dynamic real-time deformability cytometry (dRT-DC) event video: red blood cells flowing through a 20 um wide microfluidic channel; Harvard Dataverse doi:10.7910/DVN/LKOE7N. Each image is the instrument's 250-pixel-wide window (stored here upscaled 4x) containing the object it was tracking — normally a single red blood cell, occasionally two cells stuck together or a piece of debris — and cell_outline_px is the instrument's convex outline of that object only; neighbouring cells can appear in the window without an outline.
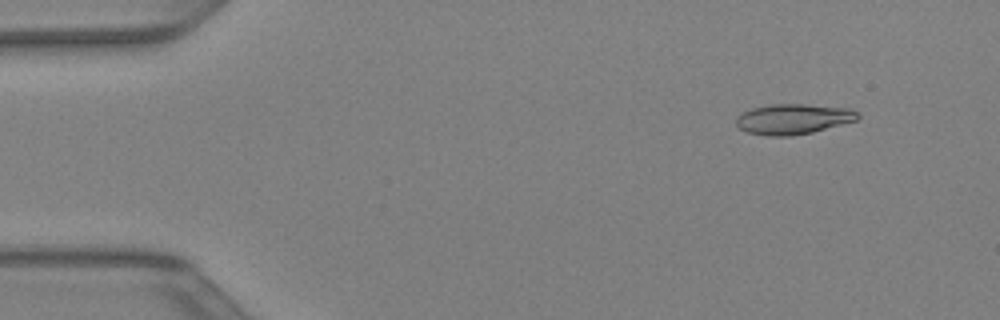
{"species": "Egyptian fruit bat (a non-hibernating species)", "species_latin": "Rousettus aegyptiacus", "temperature_condition": "warm", "stored_images_in_passage": 40, "camera_frame_rate_fps": 3000, "um_per_image_px": 0.085, "animal": {"sex": "female"}, "frame": {"image": 1, "passage_image": 2, "time_ms": 0.333, "image_size_px": [1000, 320], "cell_outline_px": [[860, 116], [856, 120], [812, 132], [792, 136], [768, 136], [748, 132], [740, 128], [736, 124], [736, 116], [752, 108], [772, 104], [804, 104], [848, 108], [856, 112]], "centroid_in_image_um": [67.39, 10.12], "position_along_channel_um": 17.6, "area_um2": 21.27}}
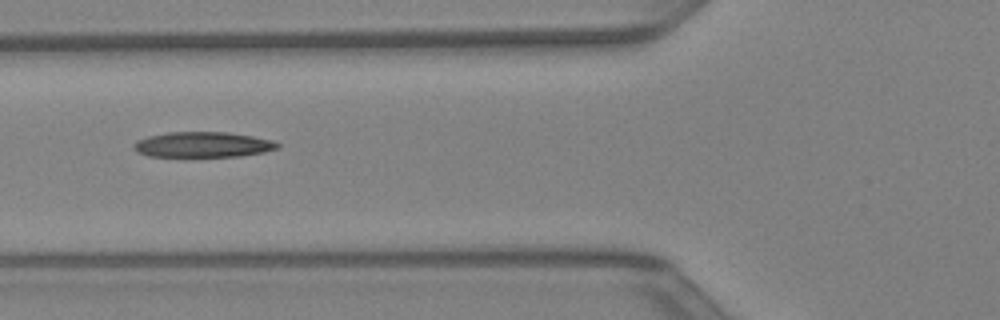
{"frame": {"image": 2, "passage_image": 14, "time_ms": 4.333, "image_size_px": [1000, 320], "cell_outline_px": [[280, 144], [276, 148], [264, 152], [240, 156], [148, 156], [132, 148], [132, 144], [136, 140], [148, 136], [168, 132], [228, 132], [252, 136], [272, 140]], "centroid_in_image_um": [17.21, 12.28], "position_along_channel_um": 108.6, "area_um2": 21.15}}
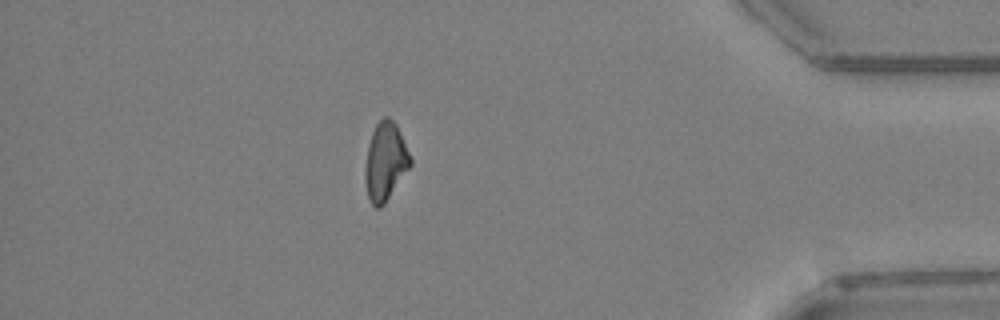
{"frame": {"image": 3, "passage_image": 35, "time_ms": 11.333, "image_size_px": [1000, 320], "cell_outline_px": [[412, 164], [384, 204], [380, 208], [376, 208], [368, 200], [364, 180], [364, 168], [368, 144], [372, 132], [376, 124], [384, 116], [388, 116], [396, 124], [412, 160]], "centroid_in_image_um": [32.72, 13.75], "position_along_channel_um": 402.5, "area_um2": 20.63}}